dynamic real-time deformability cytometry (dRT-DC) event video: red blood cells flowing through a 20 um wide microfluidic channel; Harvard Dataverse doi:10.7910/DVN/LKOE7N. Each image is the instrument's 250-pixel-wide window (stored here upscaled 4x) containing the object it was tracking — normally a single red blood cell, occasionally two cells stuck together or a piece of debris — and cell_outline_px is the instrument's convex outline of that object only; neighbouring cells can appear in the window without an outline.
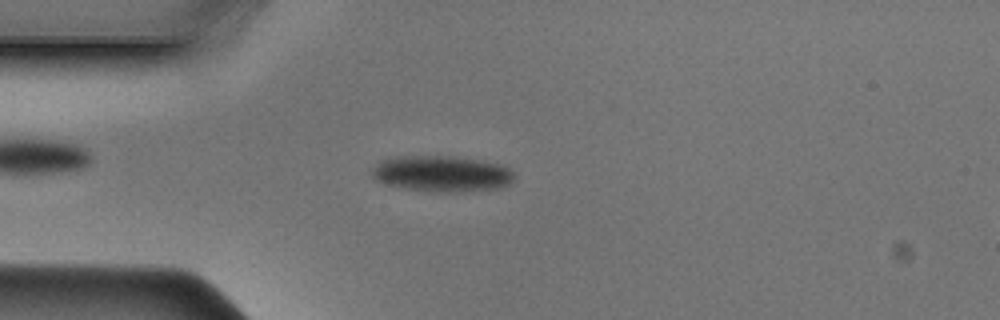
{"species": "Egyptian fruit bat (a non-hibernating species)", "species_latin": "Rousettus aegyptiacus", "temperature_condition": "cold", "stored_images_in_passage": 46, "camera_frame_rate_fps": 3000, "um_per_image_px": 0.085, "animal": {"sex": "male"}, "frame": {"image": 1, "passage_image": 11, "time_ms": 3.333, "image_size_px": [1000, 320], "cell_outline_px": [[516, 176], [508, 184], [500, 188], [460, 192], [436, 192], [404, 188], [384, 184], [376, 180], [372, 176], [372, 168], [380, 160], [396, 156], [452, 156], [480, 160], [500, 164], [508, 168]], "centroid_in_image_um": [37.53, 14.76], "position_along_channel_um": 47.5, "area_um2": 30.06}}
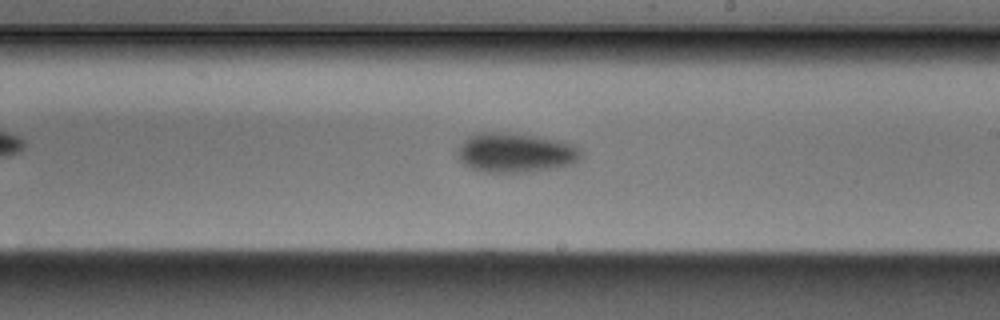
{"frame": {"image": 2, "passage_image": 26, "time_ms": 8.333, "image_size_px": [1000, 320], "cell_outline_px": [[580, 156], [572, 164], [556, 168], [524, 172], [488, 172], [472, 168], [464, 164], [460, 160], [460, 148], [464, 140], [468, 136], [480, 132], [508, 132], [536, 136], [560, 140], [572, 144], [580, 148]], "centroid_in_image_um": [43.84, 12.97], "position_along_channel_um": 245.2, "area_um2": 28.15}}
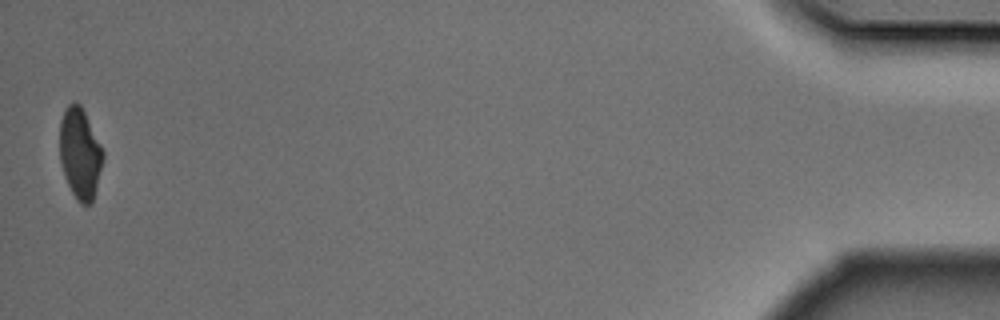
{"frame": {"image": 3, "passage_image": 46, "time_ms": 15.0, "image_size_px": [1000, 320], "cell_outline_px": [[104, 156], [96, 188], [92, 200], [88, 204], [80, 204], [76, 200], [68, 184], [60, 160], [60, 120], [68, 104], [80, 104], [104, 152]], "centroid_in_image_um": [6.8, 13.06], "position_along_channel_um": 428.4, "area_um2": 22.37}}